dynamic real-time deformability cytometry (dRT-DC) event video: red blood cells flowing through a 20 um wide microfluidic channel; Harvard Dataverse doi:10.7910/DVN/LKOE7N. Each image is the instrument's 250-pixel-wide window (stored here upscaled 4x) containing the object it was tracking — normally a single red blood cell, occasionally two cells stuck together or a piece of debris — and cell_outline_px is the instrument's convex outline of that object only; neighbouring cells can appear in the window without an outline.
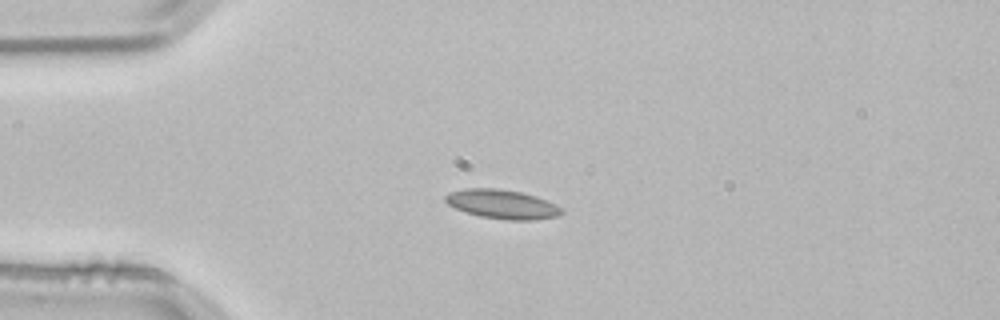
{"species": "common noctule bat (a hibernating species)", "species_latin": "Nyctalus noctula", "temperature_condition": "room temperature", "stored_images_in_passage": 3, "camera_frame_rate_fps": 3000, "um_per_image_px": 0.085, "animal": {"sex": "male", "body_mass_g": 21.5, "forearm_length_mm": 52.0}, "frame": {"image": 1, "passage_image": 3, "time_ms": 0.667, "image_size_px": [1000, 320], "cell_outline_px": [[564, 212], [556, 216], [536, 220], [508, 220], [480, 216], [464, 212], [448, 204], [444, 200], [444, 196], [448, 192], [464, 188], [496, 188], [520, 192], [536, 196], [556, 204], [564, 208]], "centroid_in_image_um": [42.68, 17.35], "position_along_channel_um": 42.3, "area_um2": 19.88}}